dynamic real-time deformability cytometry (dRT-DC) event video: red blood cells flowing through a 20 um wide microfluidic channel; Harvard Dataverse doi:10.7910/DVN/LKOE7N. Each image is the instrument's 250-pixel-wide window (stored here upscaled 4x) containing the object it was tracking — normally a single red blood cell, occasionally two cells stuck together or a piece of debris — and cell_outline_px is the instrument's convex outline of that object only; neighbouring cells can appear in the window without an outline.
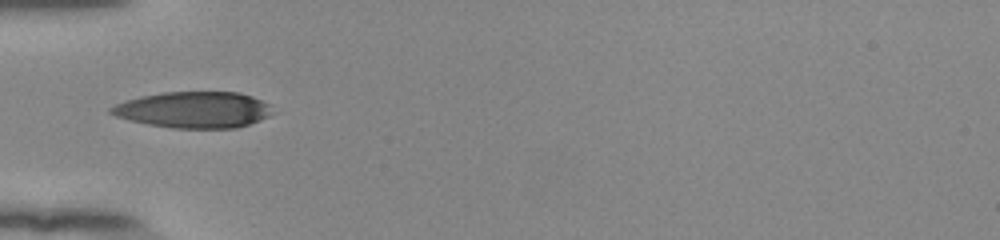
{"species": "human", "species_latin": "Homo sapiens", "temperature_condition": "room temperature", "stored_images_in_passage": 36, "camera_frame_rate_fps": 3000, "um_per_image_px": 0.085, "donor": {"sex": "female"}, "frame": {"image": 1, "passage_image": 1, "time_ms": 0.0, "image_size_px": [1000, 240], "cell_outline_px": [[276, 112], [260, 120], [236, 128], [172, 128], [148, 124], [116, 116], [108, 112], [108, 108], [116, 104], [140, 96], [164, 92], [240, 92], [252, 96], [272, 104]], "centroid_in_image_um": [16.53, 9.33], "position_along_channel_um": 68.5, "area_um2": 34.28}}
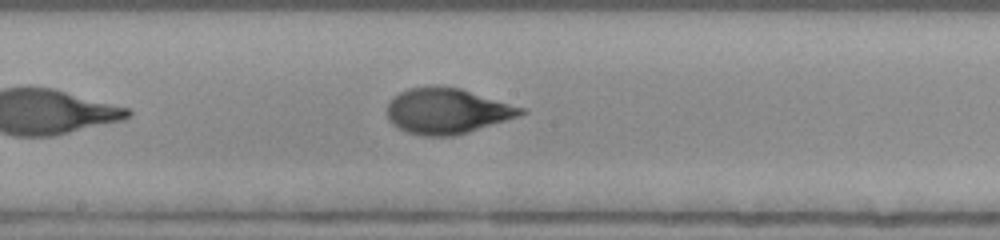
{"frame": {"image": 2, "passage_image": 12, "time_ms": 3.667, "image_size_px": [1000, 240], "cell_outline_px": [[528, 112], [468, 132], [452, 136], [424, 136], [408, 132], [396, 128], [388, 120], [388, 104], [400, 92], [408, 88], [436, 84], [460, 88], [524, 108]], "centroid_in_image_um": [37.95, 9.42], "position_along_channel_um": 210.2, "area_um2": 35.32}}
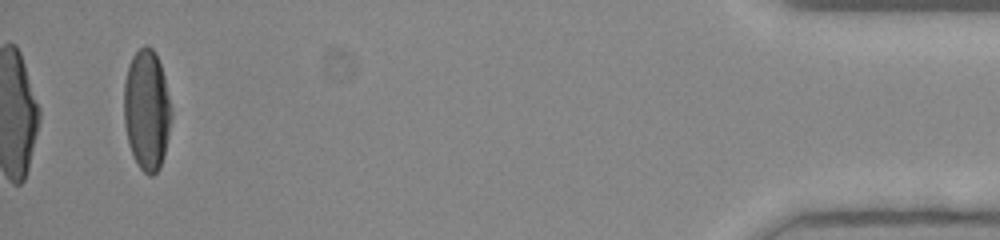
{"frame": {"image": 3, "passage_image": 34, "time_ms": 11.0, "image_size_px": [1000, 240], "cell_outline_px": [[172, 116], [164, 156], [160, 168], [152, 176], [148, 176], [140, 168], [128, 144], [124, 124], [124, 80], [128, 64], [132, 56], [144, 44], [148, 44], [156, 52], [164, 76], [172, 112]], "centroid_in_image_um": [12.47, 9.32], "position_along_channel_um": 422.7, "area_um2": 33.58}, "authors_computed_cell_mechanics": {"area_um2": 34.8823, "velocity_mm_per_s": 3.8932, "shape_relaxation_time_tau1_ms": 4.6401, "shape_relaxation_time_tau2_ms": 0.8625, "deformation_change_tau1": 0.2189, "deformation_change_tau2": 0.0594}}